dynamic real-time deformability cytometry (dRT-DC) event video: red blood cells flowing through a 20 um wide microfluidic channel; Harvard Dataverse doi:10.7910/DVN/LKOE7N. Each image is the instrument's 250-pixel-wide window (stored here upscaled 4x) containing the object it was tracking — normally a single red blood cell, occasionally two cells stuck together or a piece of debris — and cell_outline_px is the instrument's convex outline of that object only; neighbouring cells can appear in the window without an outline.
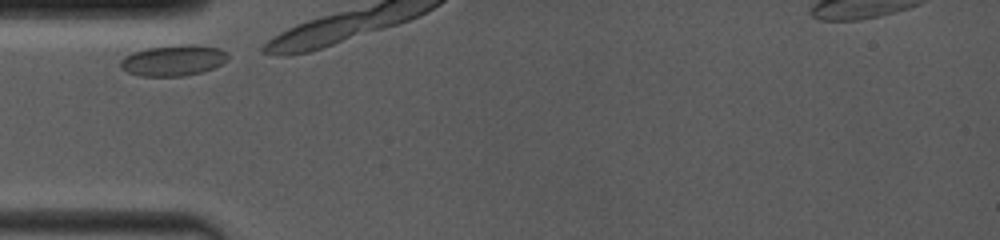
{"species": "common noctule bat (a hibernating species)", "species_latin": "Nyctalus noctula", "temperature_condition": "room temperature", "stored_images_in_passage": 4, "camera_frame_rate_fps": 4000, "um_per_image_px": 0.085, "animal": {"sex": "female", "body_mass_g": 19.0, "forearm_length_mm": 53.3}, "frame": {"image": 1, "passage_image": 1, "time_ms": 0.0, "image_size_px": [1000, 240], "cell_outline_px": [[228, 60], [204, 72], [184, 76], [140, 76], [128, 72], [120, 68], [120, 60], [124, 56], [132, 52], [148, 48], [180, 44], [196, 44], [220, 48], [228, 52]], "centroid_in_image_um": [14.74, 5.13], "position_along_channel_um": 70.3, "area_um2": 19.59}}